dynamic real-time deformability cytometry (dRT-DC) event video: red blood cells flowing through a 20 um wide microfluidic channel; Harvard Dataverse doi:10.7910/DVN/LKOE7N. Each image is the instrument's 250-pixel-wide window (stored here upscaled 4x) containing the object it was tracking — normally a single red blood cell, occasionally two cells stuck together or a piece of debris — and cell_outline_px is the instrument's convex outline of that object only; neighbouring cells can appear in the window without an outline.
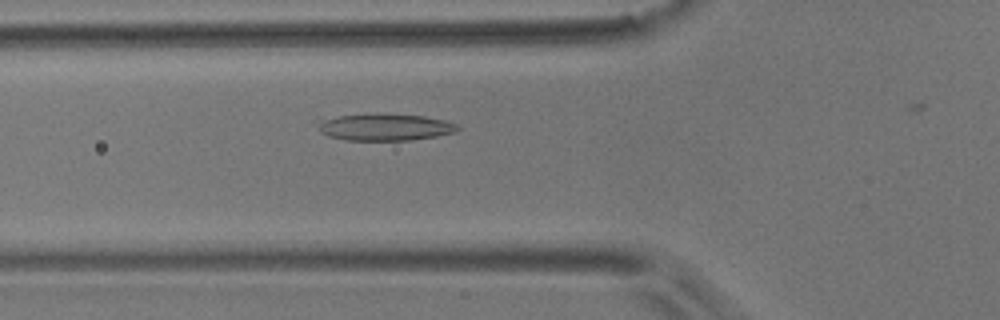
{"species": "common noctule bat (a hibernating species)", "species_latin": "Nyctalus noctula", "temperature_condition": "room temperature", "stored_images_in_passage": 43, "camera_frame_rate_fps": 3000, "um_per_image_px": 0.085, "animal": {"sex": "male", "body_mass_g": 17.9}, "frame": {"image": 1, "passage_image": 10, "time_ms": 3.0, "image_size_px": [1000, 320], "cell_outline_px": [[460, 128], [456, 132], [436, 136], [412, 140], [344, 140], [328, 136], [320, 132], [320, 120], [340, 116], [380, 112], [424, 116], [444, 120], [456, 124]], "centroid_in_image_um": [32.75, 10.79], "position_along_channel_um": 93.0, "area_um2": 22.02}}
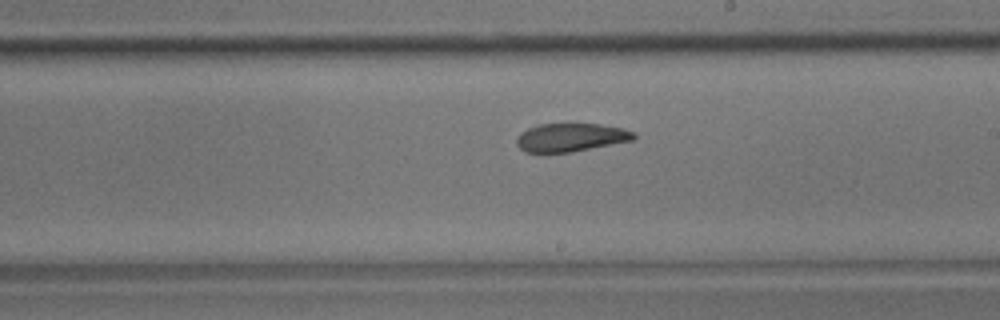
{"frame": {"image": 2, "passage_image": 22, "time_ms": 7.0, "image_size_px": [1000, 320], "cell_outline_px": [[636, 140], [572, 152], [524, 152], [516, 144], [516, 136], [520, 132], [536, 124], [572, 120], [600, 124], [624, 128], [636, 132]], "centroid_in_image_um": [48.54, 11.62], "position_along_channel_um": 240.5, "area_um2": 20.58}}
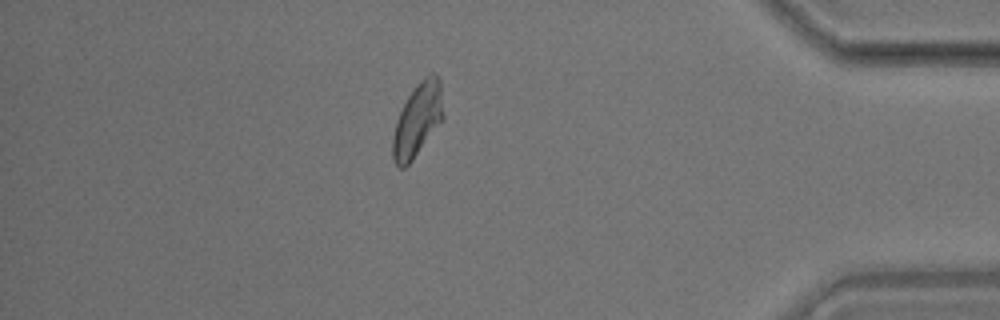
{"frame": {"image": 3, "passage_image": 38, "time_ms": 12.333, "image_size_px": [1000, 320], "cell_outline_px": [[444, 120], [412, 160], [404, 168], [400, 168], [396, 164], [392, 156], [392, 140], [396, 120], [408, 96], [420, 80], [428, 72], [432, 72], [440, 80], [444, 116]], "centroid_in_image_um": [35.51, 10.18], "position_along_channel_um": 399.7, "area_um2": 21.68}, "authors_computed_cell_mechanics": {"area_um2": 20.7502, "velocity_mm_per_s": 3.6754, "shape_relaxation_time_tau1_ms": null, "shape_relaxation_time_tau2_ms": 1.3915, "deformation_change_tau1": null, "deformation_change_tau2": 0.0753}}